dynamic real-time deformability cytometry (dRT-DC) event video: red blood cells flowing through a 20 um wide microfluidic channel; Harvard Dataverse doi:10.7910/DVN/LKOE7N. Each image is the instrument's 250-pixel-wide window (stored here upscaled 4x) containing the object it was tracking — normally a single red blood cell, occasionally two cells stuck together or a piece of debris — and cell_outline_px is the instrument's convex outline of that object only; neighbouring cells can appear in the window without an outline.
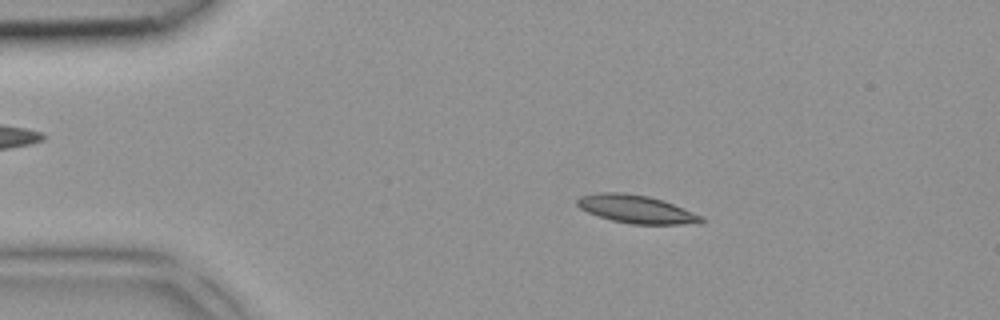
{"species": "common noctule bat (a hibernating species)", "species_latin": "Nyctalus noctula", "temperature_condition": "room temperature", "stored_images_in_passage": 3, "camera_frame_rate_fps": 3000, "um_per_image_px": 0.085, "animal": {"sex": "female", "body_mass_g": 18.4}, "frame": {"image": 1, "passage_image": 2, "time_ms": 0.333, "image_size_px": [1000, 320], "cell_outline_px": [[704, 220], [700, 224], [632, 224], [612, 220], [588, 212], [580, 208], [576, 204], [576, 200], [580, 196], [600, 192], [620, 192], [648, 196], [672, 204], [704, 216]], "centroid_in_image_um": [54.09, 17.78], "position_along_channel_um": 30.9, "area_um2": 20.11}}